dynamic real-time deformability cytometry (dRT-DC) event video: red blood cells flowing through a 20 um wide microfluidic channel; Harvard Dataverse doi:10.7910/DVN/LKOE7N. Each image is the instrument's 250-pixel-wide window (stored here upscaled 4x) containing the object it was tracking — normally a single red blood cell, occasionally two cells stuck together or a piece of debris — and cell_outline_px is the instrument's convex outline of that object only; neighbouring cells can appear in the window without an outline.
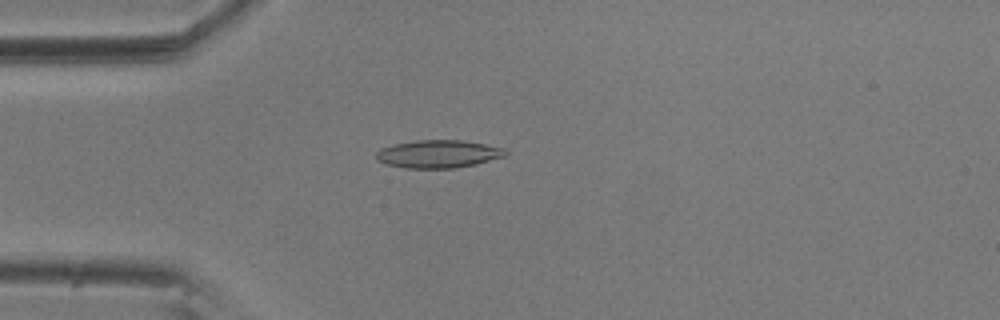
{"species": "common noctule bat (a hibernating species)", "species_latin": "Nyctalus noctula", "temperature_condition": "room temperature", "stored_images_in_passage": 44, "camera_frame_rate_fps": 3000, "um_per_image_px": 0.085, "animal": {"sex": "male", "body_mass_g": 20.5, "forearm_length_mm": 52.5}, "frame": {"image": 1, "passage_image": 3, "time_ms": 0.667, "image_size_px": [1000, 320], "cell_outline_px": [[508, 152], [504, 156], [476, 164], [456, 168], [404, 168], [388, 164], [376, 160], [376, 152], [380, 148], [392, 144], [416, 140], [464, 140], [504, 148]], "centroid_in_image_um": [37.23, 13.08], "position_along_channel_um": 47.8, "area_um2": 21.04}}
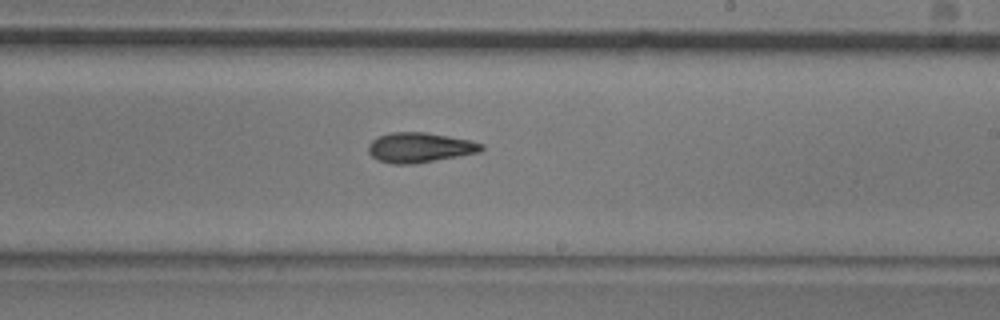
{"frame": {"image": 2, "passage_image": 21, "time_ms": 6.667, "image_size_px": [1000, 320], "cell_outline_px": [[484, 148], [480, 152], [412, 164], [392, 164], [376, 160], [368, 152], [368, 144], [372, 140], [380, 136], [392, 132], [424, 132], [472, 140], [484, 144]], "centroid_in_image_um": [35.67, 12.54], "position_along_channel_um": 253.3, "area_um2": 19.71}}
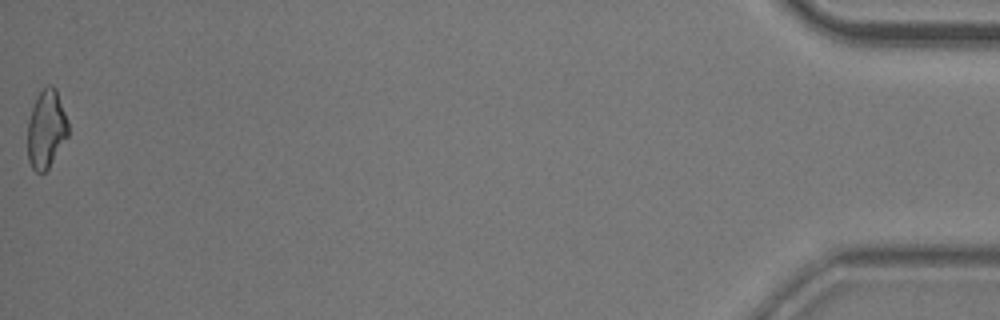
{"frame": {"image": 3, "passage_image": 44, "time_ms": 14.333, "image_size_px": [1000, 320], "cell_outline_px": [[68, 136], [48, 168], [44, 172], [36, 172], [32, 168], [28, 160], [28, 120], [36, 96], [48, 84], [52, 84], [56, 88], [68, 120]], "centroid_in_image_um": [3.93, 10.95], "position_along_channel_um": 431.3, "area_um2": 18.5}, "authors_computed_cell_mechanics": {"area_um2": 19.1318, "velocity_mm_per_s": 3.6203, "shape_relaxation_time_tau1_ms": 7.0115, "shape_relaxation_time_tau2_ms": 6.6527, "deformation_change_tau1": 0.1852, "deformation_change_tau2": 0.167}}